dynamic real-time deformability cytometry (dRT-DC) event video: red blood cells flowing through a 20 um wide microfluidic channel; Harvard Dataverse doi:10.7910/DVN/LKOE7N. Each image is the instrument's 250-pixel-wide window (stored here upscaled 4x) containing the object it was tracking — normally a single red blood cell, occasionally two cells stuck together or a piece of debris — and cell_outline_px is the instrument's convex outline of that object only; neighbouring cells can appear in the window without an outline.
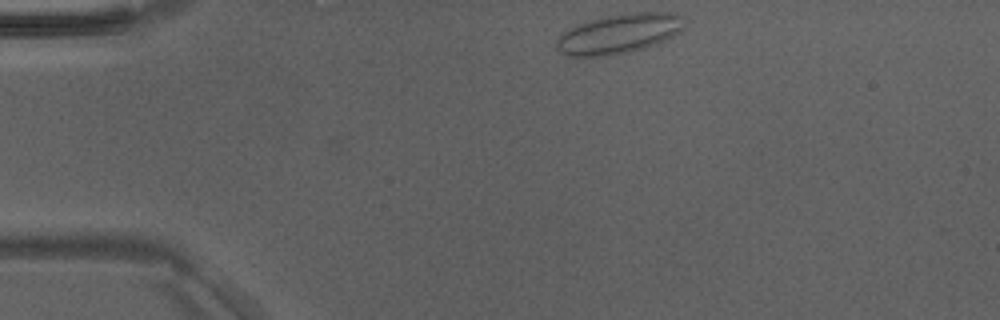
{"species": "Egyptian fruit bat (a non-hibernating species)", "species_latin": "Rousettus aegyptiacus", "temperature_condition": "room temperature", "stored_images_in_passage": 40, "camera_frame_rate_fps": 3000, "um_per_image_px": 0.085, "animal": {"sex": "male"}, "frame": {"image": 1, "passage_image": 1, "time_ms": 0.0, "image_size_px": [1000, 320], "cell_outline_px": [[684, 28], [680, 32], [656, 44], [644, 48], [628, 52], [604, 56], [564, 56], [556, 48], [556, 40], [564, 32], [580, 24], [604, 16], [636, 12], [676, 12], [680, 16]], "centroid_in_image_um": [52.62, 2.87], "position_along_channel_um": 32.4, "area_um2": 29.25}}
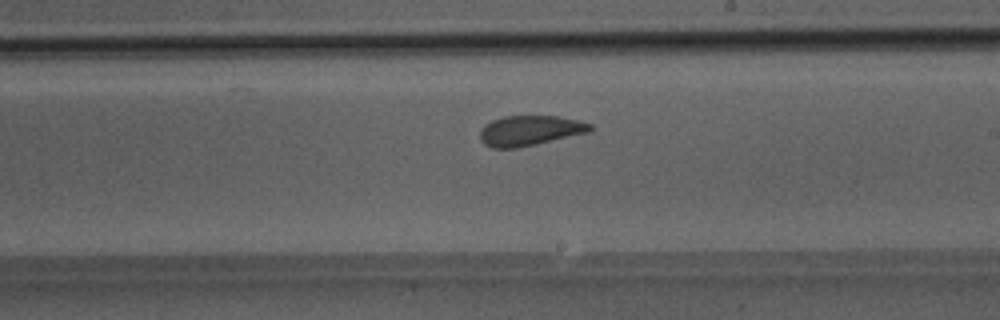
{"frame": {"image": 2, "passage_image": 20, "time_ms": 6.333, "image_size_px": [1000, 320], "cell_outline_px": [[592, 128], [588, 132], [536, 144], [516, 148], [492, 148], [484, 144], [480, 140], [480, 128], [492, 120], [504, 116], [556, 116], [580, 120], [592, 124]], "centroid_in_image_um": [45.01, 11.09], "position_along_channel_um": 244.0, "area_um2": 19.31}}
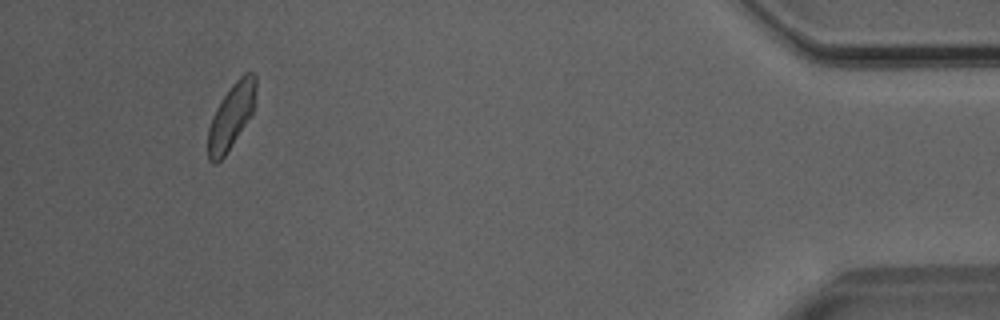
{"frame": {"image": 3, "passage_image": 37, "time_ms": 12.0, "image_size_px": [1000, 320], "cell_outline_px": [[256, 88], [252, 112], [232, 144], [224, 156], [216, 164], [212, 164], [208, 160], [208, 128], [212, 116], [220, 100], [232, 84], [244, 72], [252, 72], [256, 76]], "centroid_in_image_um": [19.63, 9.87], "position_along_channel_um": 415.6, "area_um2": 17.92}}